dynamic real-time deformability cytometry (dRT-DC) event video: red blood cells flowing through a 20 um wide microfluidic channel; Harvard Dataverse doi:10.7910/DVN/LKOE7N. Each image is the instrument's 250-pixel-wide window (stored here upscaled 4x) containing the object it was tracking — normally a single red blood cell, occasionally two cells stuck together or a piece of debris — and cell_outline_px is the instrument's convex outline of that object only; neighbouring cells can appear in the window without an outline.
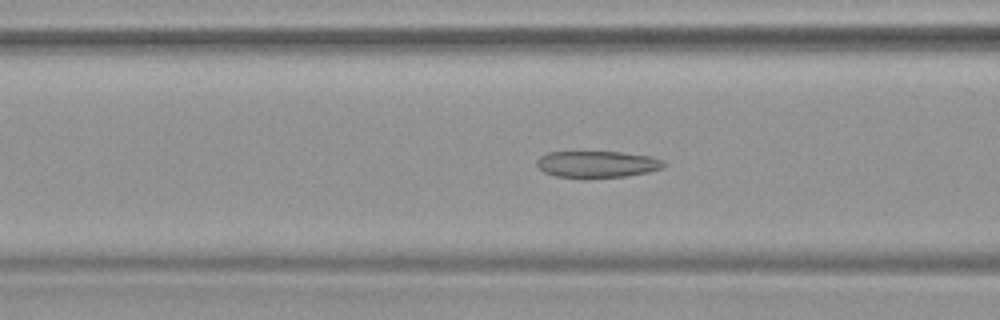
{"species": "common noctule bat (a hibernating species)", "species_latin": "Nyctalus noctula", "temperature_condition": "warm", "stored_images_in_passage": 48, "camera_frame_rate_fps": 3000, "um_per_image_px": 0.085, "animal": {"sex": "female", "body_mass_g": 19.9}, "frame": {"image": 1, "passage_image": 15, "time_ms": 4.667, "image_size_px": [1000, 320], "cell_outline_px": [[668, 164], [664, 168], [648, 172], [628, 176], [556, 176], [544, 172], [536, 164], [536, 160], [540, 156], [548, 152], [620, 152], [652, 156], [664, 160]], "centroid_in_image_um": [50.83, 13.93], "position_along_channel_um": 115.8, "area_um2": 19.42}}
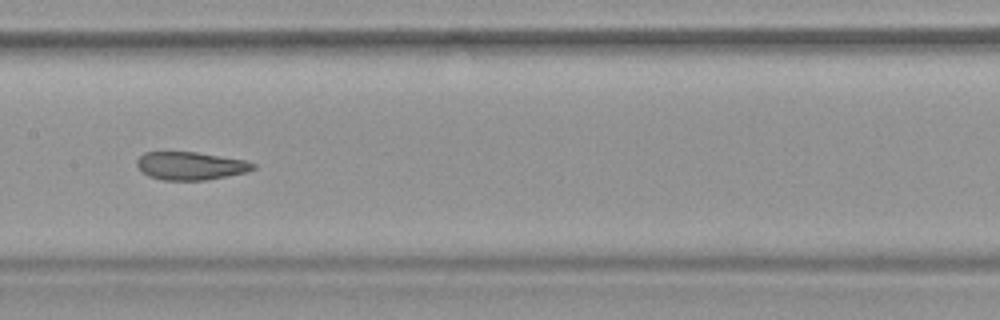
{"frame": {"image": 2, "passage_image": 21, "time_ms": 6.667, "image_size_px": [1000, 320], "cell_outline_px": [[256, 168], [248, 172], [228, 176], [204, 180], [164, 180], [148, 176], [136, 164], [136, 160], [144, 152], [196, 152], [244, 160], [256, 164]], "centroid_in_image_um": [16.22, 14.1], "position_along_channel_um": 191.2, "area_um2": 18.9}}
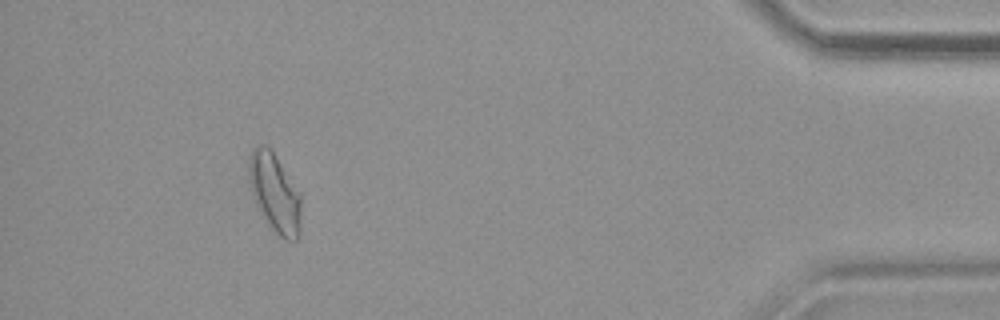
{"frame": {"image": 3, "passage_image": 43, "time_ms": 14.0, "image_size_px": [1000, 320], "cell_outline_px": [[300, 232], [296, 240], [284, 240], [264, 220], [252, 196], [248, 180], [248, 160], [252, 148], [256, 144], [264, 144], [272, 152], [300, 192]], "centroid_in_image_um": [23.32, 16.39], "position_along_channel_um": 411.9, "area_um2": 23.99}, "authors_computed_cell_mechanics": {"area_um2": 21.0681, "velocity_mm_per_s": 3.7743, "shape_relaxation_time_tau1_ms": null, "shape_relaxation_time_tau2_ms": 1.2088, "deformation_change_tau1": null, "deformation_change_tau2": 0.0729}}